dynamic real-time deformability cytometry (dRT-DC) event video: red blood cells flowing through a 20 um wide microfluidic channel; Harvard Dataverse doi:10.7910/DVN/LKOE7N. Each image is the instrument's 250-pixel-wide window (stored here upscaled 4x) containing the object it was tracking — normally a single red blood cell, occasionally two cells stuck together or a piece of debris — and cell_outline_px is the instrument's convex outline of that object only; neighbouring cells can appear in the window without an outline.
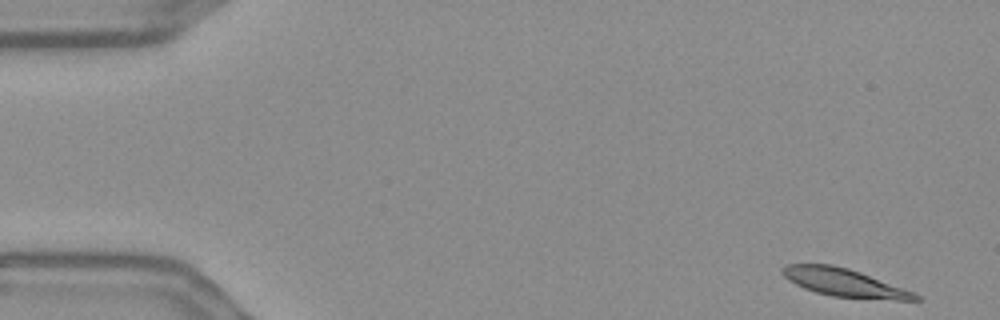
{"species": "Egyptian fruit bat (a non-hibernating species)", "species_latin": "Rousettus aegyptiacus", "temperature_condition": "warm", "stored_images_in_passage": 55, "camera_frame_rate_fps": 3000, "um_per_image_px": 0.085, "frame": {"image": 1, "passage_image": 1, "time_ms": 0.0, "image_size_px": [1000, 320], "cell_outline_px": [[924, 300], [896, 300], [832, 296], [816, 292], [804, 288], [788, 280], [780, 272], [780, 268], [788, 264], [832, 264], [848, 268], [860, 272], [916, 292]], "centroid_in_image_um": [71.79, 24.02], "position_along_channel_um": 13.2, "area_um2": 21.73}}
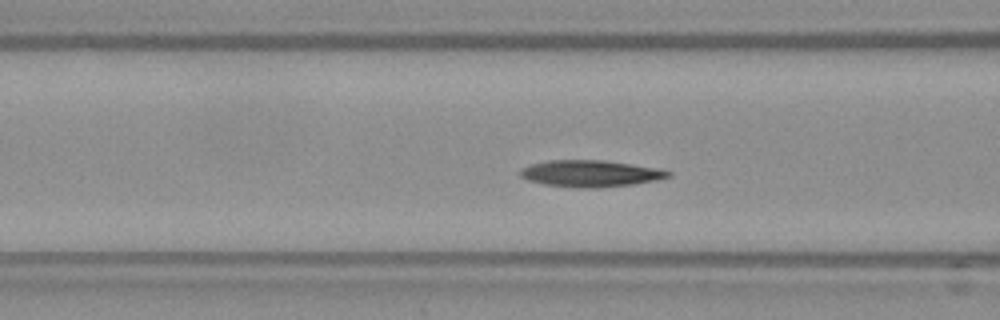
{"frame": {"image": 2, "passage_image": 20, "time_ms": 6.333, "image_size_px": [1000, 320], "cell_outline_px": [[672, 176], [656, 180], [632, 184], [596, 188], [580, 188], [544, 184], [528, 180], [520, 176], [516, 172], [520, 168], [532, 164], [548, 160], [604, 160], [660, 168], [672, 172]], "centroid_in_image_um": [50.18, 14.74], "position_along_channel_um": 116.4, "area_um2": 23.12}}
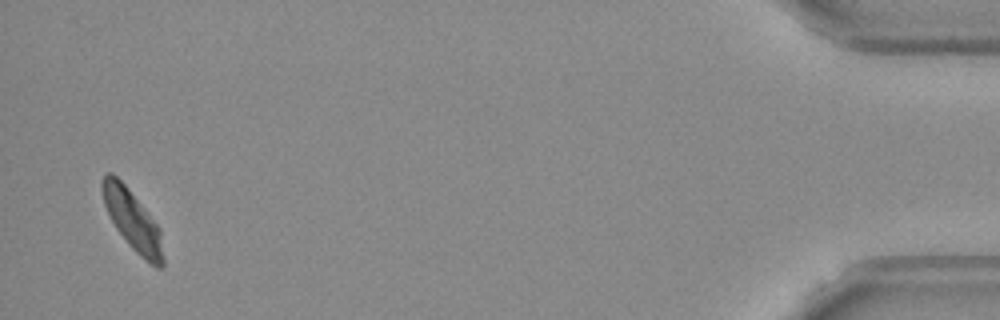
{"frame": {"image": 3, "passage_image": 53, "time_ms": 17.333, "image_size_px": [1000, 320], "cell_outline_px": [[164, 264], [160, 268], [156, 268], [140, 256], [128, 244], [116, 228], [104, 204], [100, 188], [100, 180], [108, 172], [112, 172], [128, 188], [160, 228], [164, 256]], "centroid_in_image_um": [11.26, 18.73], "position_along_channel_um": 423.9, "area_um2": 21.21}, "authors_computed_cell_mechanics": {"area_um2": 22.3686, "velocity_mm_per_s": 3.5717, "shape_relaxation_time_tau1_ms": 5.2094, "shape_relaxation_time_tau2_ms": 2.6833, "deformation_change_tau1": 0.1538, "deformation_change_tau2": 0.0502}}